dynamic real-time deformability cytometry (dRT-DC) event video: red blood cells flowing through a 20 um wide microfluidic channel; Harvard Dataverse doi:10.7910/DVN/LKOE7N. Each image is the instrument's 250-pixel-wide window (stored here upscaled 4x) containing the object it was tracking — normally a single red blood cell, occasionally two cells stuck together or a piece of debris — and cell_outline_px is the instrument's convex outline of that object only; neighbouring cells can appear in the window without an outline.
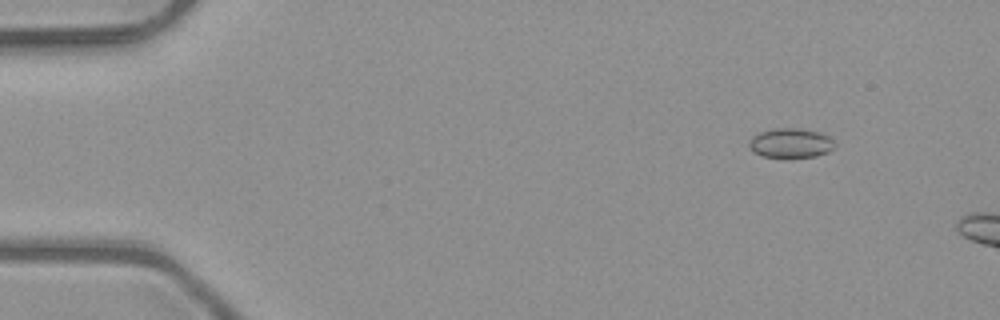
{"species": "common noctule bat (a hibernating species)", "species_latin": "Nyctalus noctula", "temperature_condition": "room temperature", "stored_images_in_passage": 4, "camera_frame_rate_fps": 3000, "um_per_image_px": 0.085, "animal": {"sex": "male", "body_mass_g": 23.1, "forearm_length_mm": 52.7}, "frame": {"image": 1, "passage_image": 2, "time_ms": 0.333, "image_size_px": [1000, 320], "cell_outline_px": [[836, 144], [828, 152], [816, 156], [764, 156], [752, 152], [748, 148], [748, 144], [752, 136], [756, 132], [772, 128], [796, 128], [816, 132], [828, 136]], "centroid_in_image_um": [67.14, 12.14], "position_along_channel_um": 17.9, "area_um2": 14.57}}